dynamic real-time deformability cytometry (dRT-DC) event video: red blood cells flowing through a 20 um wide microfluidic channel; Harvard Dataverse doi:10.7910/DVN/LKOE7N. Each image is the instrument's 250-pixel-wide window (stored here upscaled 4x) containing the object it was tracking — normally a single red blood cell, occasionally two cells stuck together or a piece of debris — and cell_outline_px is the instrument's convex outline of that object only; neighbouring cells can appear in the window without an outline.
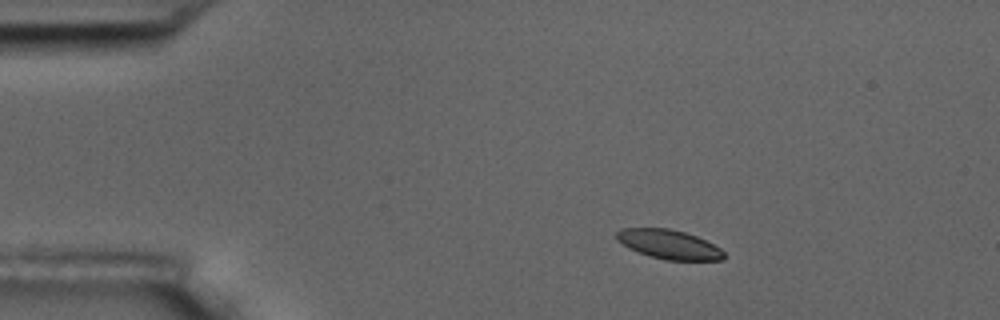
{"species": "common noctule bat (a hibernating species)", "species_latin": "Nyctalus noctula", "temperature_condition": "room temperature", "stored_images_in_passage": 4, "camera_frame_rate_fps": 3000, "um_per_image_px": 0.085, "animal": {"sex": "male", "body_mass_g": 17.5, "forearm_length_mm": 52.3}, "frame": {"image": 1, "passage_image": 1, "time_ms": 0.0, "image_size_px": [1000, 320], "cell_outline_px": [[724, 260], [664, 260], [628, 248], [616, 240], [616, 232], [620, 228], [668, 228], [684, 232], [696, 236], [720, 248], [724, 252]], "centroid_in_image_um": [56.83, 20.76], "position_along_channel_um": 28.2, "area_um2": 18.15}}
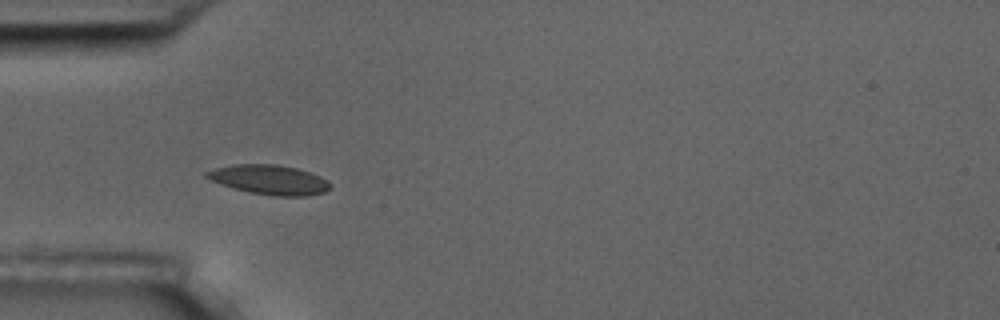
{"frame": {"image": 2, "passage_image": 3, "time_ms": 2.667, "image_size_px": [1000, 320], "cell_outline_px": [[332, 188], [324, 192], [304, 196], [272, 196], [248, 192], [220, 184], [204, 176], [204, 172], [216, 168], [232, 164], [276, 164], [296, 168], [320, 176], [328, 180], [332, 184]], "centroid_in_image_um": [22.91, 15.28], "position_along_channel_um": 62.1, "area_um2": 21.39}}